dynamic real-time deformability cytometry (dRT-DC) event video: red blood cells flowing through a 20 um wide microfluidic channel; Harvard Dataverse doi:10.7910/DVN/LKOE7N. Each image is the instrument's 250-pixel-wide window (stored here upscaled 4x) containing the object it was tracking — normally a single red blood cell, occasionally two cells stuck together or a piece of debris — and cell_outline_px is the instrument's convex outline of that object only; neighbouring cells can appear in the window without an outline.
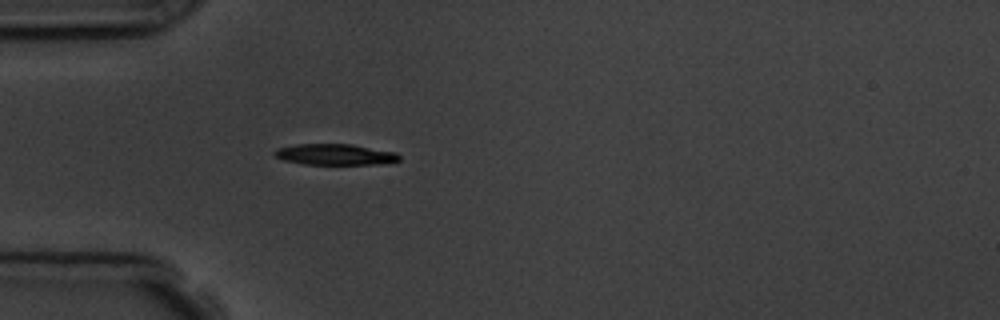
{"species": "common noctule bat (a hibernating species)", "species_latin": "Nyctalus noctula", "temperature_condition": "room temperature", "stored_images_in_passage": 4, "camera_frame_rate_fps": 3000, "um_per_image_px": 0.085, "animal": {"sex": "male", "body_mass_g": 19.5, "forearm_length_mm": 54.6}, "frame": {"image": 1, "passage_image": 4, "time_ms": 3.333, "image_size_px": [1000, 320], "cell_outline_px": [[400, 160], [380, 164], [300, 164], [284, 160], [276, 156], [272, 152], [276, 148], [296, 144], [352, 144], [396, 152], [400, 156]], "centroid_in_image_um": [28.46, 13.12], "position_along_channel_um": 56.5, "area_um2": 15.32}}